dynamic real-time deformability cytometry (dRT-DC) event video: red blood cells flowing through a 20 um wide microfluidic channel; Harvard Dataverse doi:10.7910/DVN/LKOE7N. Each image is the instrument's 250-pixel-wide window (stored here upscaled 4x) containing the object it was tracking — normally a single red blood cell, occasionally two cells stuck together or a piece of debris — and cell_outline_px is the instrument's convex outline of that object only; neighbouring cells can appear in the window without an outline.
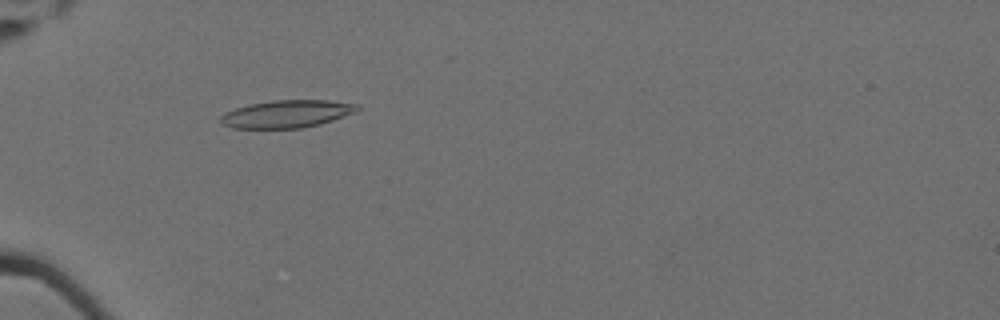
{"species": "Egyptian fruit bat (a non-hibernating species)", "species_latin": "Rousettus aegyptiacus", "temperature_condition": "cold", "stored_images_in_passage": 61, "camera_frame_rate_fps": 3000, "um_per_image_px": 0.085, "animal": {"sex": "female"}, "frame": {"image": 1, "passage_image": 22, "time_ms": 7.0, "image_size_px": [1000, 320], "cell_outline_px": [[360, 108], [356, 112], [320, 124], [300, 128], [232, 128], [224, 124], [220, 120], [220, 116], [236, 108], [252, 104], [272, 100], [328, 100], [360, 104]], "centroid_in_image_um": [24.43, 9.68], "position_along_channel_um": 60.6, "area_um2": 21.79}}
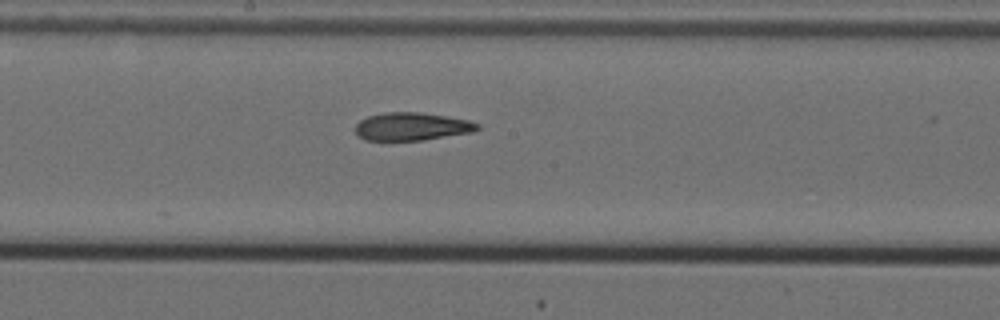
{"frame": {"image": 2, "passage_image": 36, "time_ms": 11.667, "image_size_px": [1000, 320], "cell_outline_px": [[480, 128], [476, 132], [424, 140], [364, 140], [356, 132], [356, 124], [360, 120], [368, 116], [384, 112], [420, 112], [468, 120], [480, 124]], "centroid_in_image_um": [35.04, 10.75], "position_along_channel_um": 213.2, "area_um2": 19.94}}
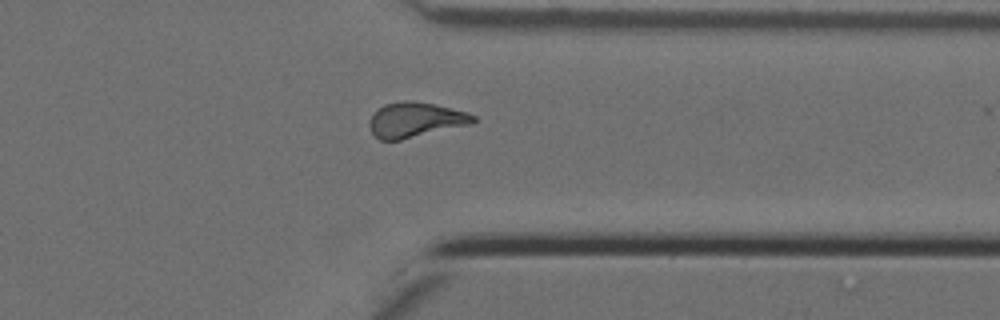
{"frame": {"image": 3, "passage_image": 50, "time_ms": 16.333, "image_size_px": [1000, 320], "cell_outline_px": [[476, 120], [472, 124], [400, 140], [380, 140], [372, 132], [368, 124], [372, 116], [384, 104], [404, 100], [412, 100], [436, 104], [468, 112], [476, 116]], "centroid_in_image_um": [35.35, 10.18], "position_along_channel_um": 376.1, "area_um2": 21.21}, "authors_computed_cell_mechanics": {"area_um2": 20.6924, "velocity_mm_per_s": 3.4954, "shape_relaxation_time_tau1_ms": null, "shape_relaxation_time_tau2_ms": 5.1186, "deformation_change_tau1": null, "deformation_change_tau2": 0.1437}}